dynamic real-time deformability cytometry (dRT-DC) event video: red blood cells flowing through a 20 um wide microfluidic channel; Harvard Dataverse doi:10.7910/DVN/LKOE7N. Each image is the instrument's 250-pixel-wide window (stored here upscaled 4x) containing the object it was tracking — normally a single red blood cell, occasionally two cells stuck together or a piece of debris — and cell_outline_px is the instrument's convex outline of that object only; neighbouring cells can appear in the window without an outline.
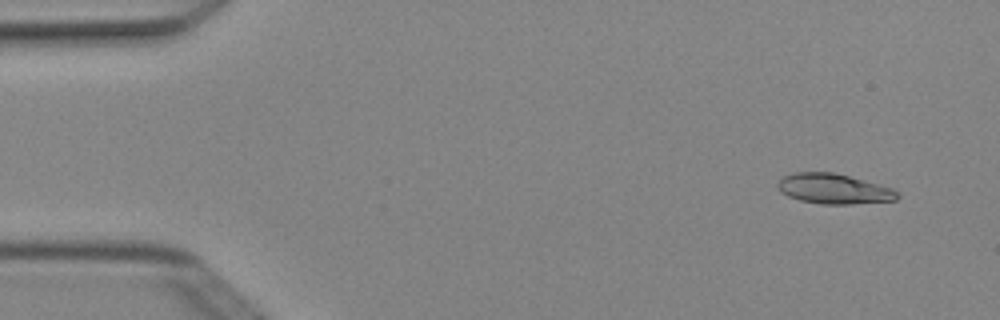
{"species": "Egyptian fruit bat (a non-hibernating species)", "species_latin": "Rousettus aegyptiacus", "temperature_condition": "cold", "stored_images_in_passage": 6, "camera_frame_rate_fps": 3000, "um_per_image_px": 0.085, "animal": {"sex": "female"}, "frame": {"image": 1, "passage_image": 2, "time_ms": 0.333, "image_size_px": [1000, 320], "cell_outline_px": [[900, 196], [896, 200], [848, 204], [820, 204], [800, 200], [788, 196], [780, 192], [776, 188], [776, 184], [784, 176], [796, 172], [832, 172], [848, 176], [892, 188]], "centroid_in_image_um": [70.82, 16.05], "position_along_channel_um": 14.2, "area_um2": 20.81}}
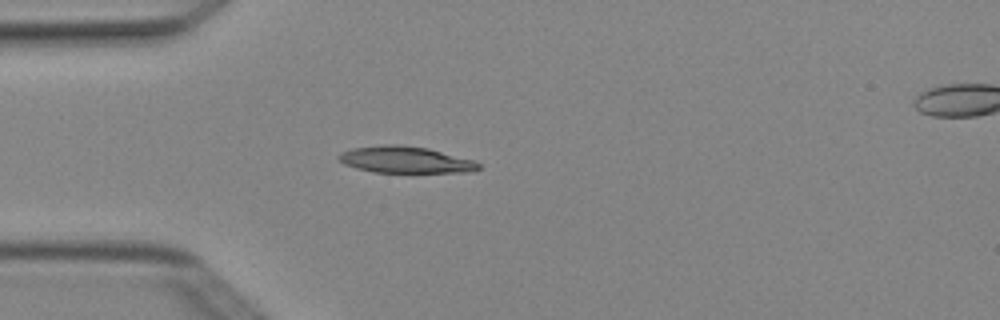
{"frame": {"image": 2, "passage_image": 5, "time_ms": 1.333, "image_size_px": [1000, 320], "cell_outline_px": [[480, 168], [468, 172], [372, 172], [356, 168], [344, 164], [336, 156], [352, 148], [388, 144], [400, 144], [428, 148], [476, 160], [480, 164]], "centroid_in_image_um": [34.49, 13.57], "position_along_channel_um": 50.5, "area_um2": 21.68}}